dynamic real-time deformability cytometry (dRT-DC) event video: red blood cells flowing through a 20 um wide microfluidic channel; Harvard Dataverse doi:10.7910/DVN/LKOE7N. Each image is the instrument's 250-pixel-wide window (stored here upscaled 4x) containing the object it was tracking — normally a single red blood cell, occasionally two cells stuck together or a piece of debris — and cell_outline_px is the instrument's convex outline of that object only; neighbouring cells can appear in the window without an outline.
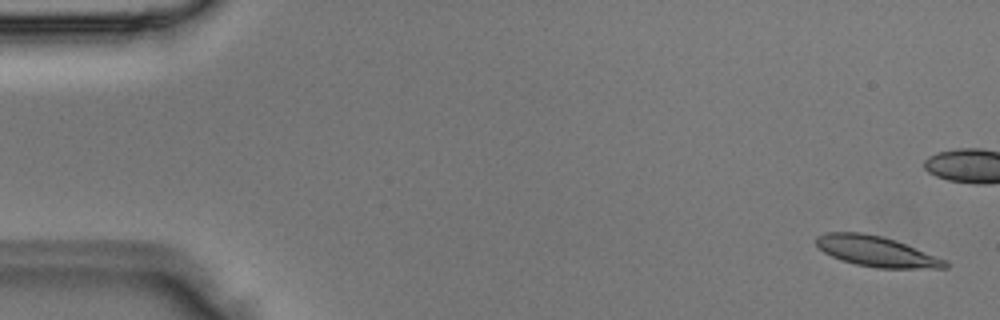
{"species": "Egyptian fruit bat (a non-hibernating species)", "species_latin": "Rousettus aegyptiacus", "temperature_condition": "room temperature", "stored_images_in_passage": 6, "camera_frame_rate_fps": 3000, "um_per_image_px": 0.085, "animal": {"sex": "male"}, "frame": {"image": 1, "passage_image": 1, "time_ms": 0.0, "image_size_px": [1000, 320], "cell_outline_px": [[948, 268], [876, 268], [856, 264], [840, 260], [824, 252], [816, 244], [816, 236], [824, 232], [860, 232], [880, 236], [896, 240], [944, 260], [948, 264]], "centroid_in_image_um": [74.43, 21.36], "position_along_channel_um": 10.6, "area_um2": 22.6}}
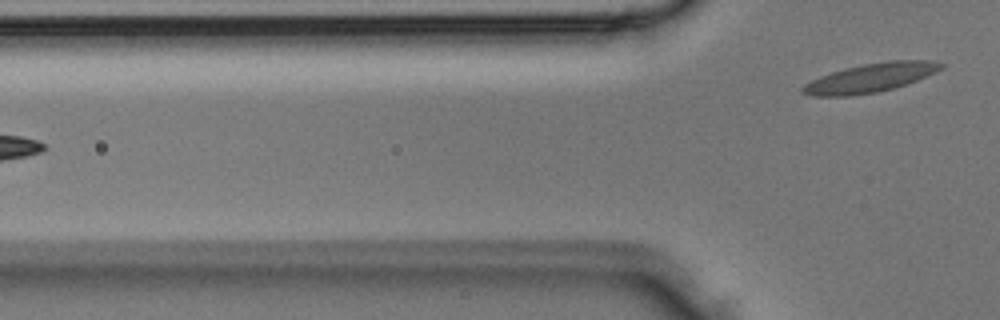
{"frame": {"image": 2, "passage_image": 6, "time_ms": 1.667, "image_size_px": [1000, 320], "cell_outline_px": [[944, 68], [936, 72], [916, 80], [892, 88], [876, 92], [848, 96], [812, 96], [800, 92], [800, 88], [804, 84], [820, 76], [844, 68], [864, 64], [888, 60], [932, 60], [944, 64]], "centroid_in_image_um": [73.97, 6.61], "position_along_channel_um": 51.8, "area_um2": 23.18}}